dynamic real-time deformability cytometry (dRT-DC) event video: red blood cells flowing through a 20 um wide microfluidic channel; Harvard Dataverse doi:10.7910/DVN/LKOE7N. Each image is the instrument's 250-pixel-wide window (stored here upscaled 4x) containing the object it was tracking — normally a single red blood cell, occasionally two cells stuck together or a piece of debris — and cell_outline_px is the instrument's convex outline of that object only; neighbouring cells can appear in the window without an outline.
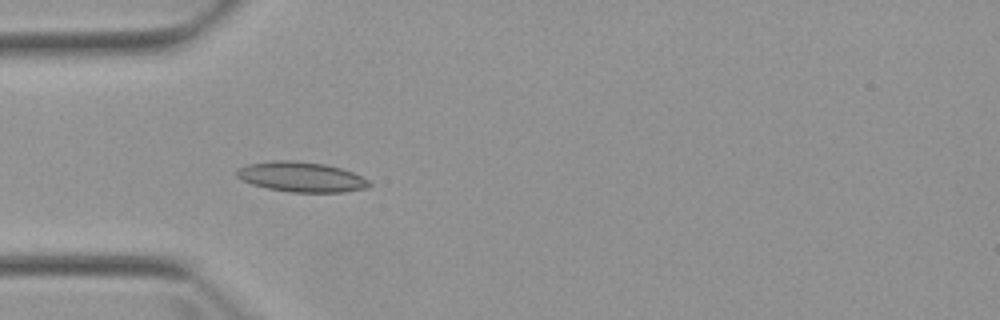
{"species": "Egyptian fruit bat (a non-hibernating species)", "species_latin": "Rousettus aegyptiacus", "temperature_condition": "warm", "stored_images_in_passage": 4, "camera_frame_rate_fps": 3000, "um_per_image_px": 0.085, "animal": {"sex": "female"}, "frame": {"image": 1, "passage_image": 4, "time_ms": 4.333, "image_size_px": [1000, 320], "cell_outline_px": [[372, 184], [368, 188], [344, 192], [292, 192], [268, 188], [252, 184], [236, 176], [236, 172], [240, 168], [248, 164], [276, 160], [292, 160], [324, 164], [340, 168], [352, 172], [368, 180]], "centroid_in_image_um": [25.64, 15.04], "position_along_channel_um": 59.4, "area_um2": 22.95}}